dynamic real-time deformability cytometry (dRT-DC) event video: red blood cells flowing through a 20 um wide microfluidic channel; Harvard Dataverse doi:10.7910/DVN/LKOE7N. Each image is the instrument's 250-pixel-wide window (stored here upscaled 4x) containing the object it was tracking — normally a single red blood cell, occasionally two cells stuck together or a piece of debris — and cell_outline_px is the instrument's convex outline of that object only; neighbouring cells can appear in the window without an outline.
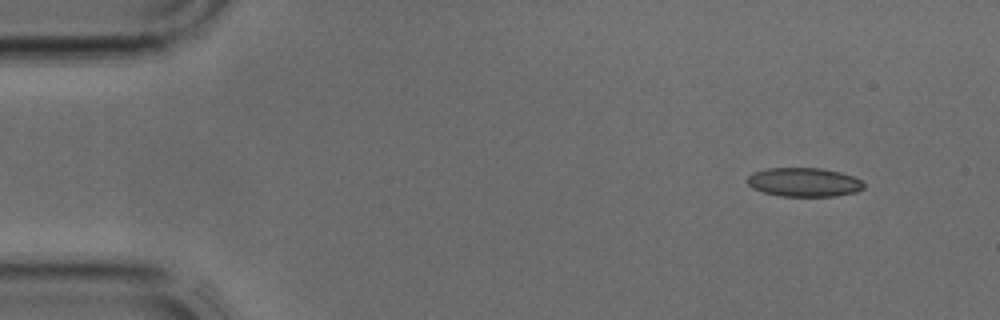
{"species": "common noctule bat (a hibernating species)", "species_latin": "Nyctalus noctula", "temperature_condition": "cold", "stored_images_in_passage": 3, "camera_frame_rate_fps": 3000, "um_per_image_px": 0.085, "animal": {"sex": "male", "body_mass_g": 17.9, "forearm_length_mm": 54.2}, "frame": {"image": 1, "passage_image": 1, "time_ms": 0.0, "image_size_px": [1000, 320], "cell_outline_px": [[864, 188], [856, 192], [832, 196], [780, 196], [764, 192], [752, 188], [748, 184], [748, 176], [752, 172], [768, 168], [820, 168], [840, 172], [852, 176], [860, 180], [864, 184]], "centroid_in_image_um": [68.32, 15.48], "position_along_channel_um": 16.7, "area_um2": 19.54}}
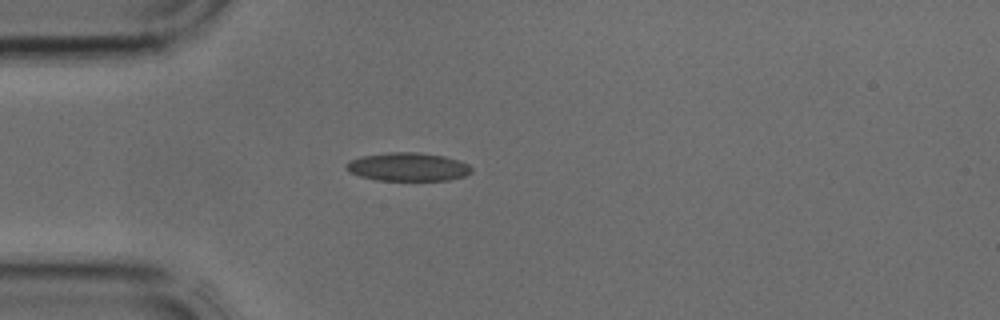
{"frame": {"image": 2, "passage_image": 3, "time_ms": 0.667, "image_size_px": [1000, 320], "cell_outline_px": [[472, 172], [464, 176], [448, 180], [376, 180], [360, 176], [348, 172], [344, 168], [344, 164], [360, 156], [388, 152], [420, 152], [444, 156], [460, 160], [468, 164], [472, 168]], "centroid_in_image_um": [34.65, 14.18], "position_along_channel_um": 50.3, "area_um2": 20.92}}